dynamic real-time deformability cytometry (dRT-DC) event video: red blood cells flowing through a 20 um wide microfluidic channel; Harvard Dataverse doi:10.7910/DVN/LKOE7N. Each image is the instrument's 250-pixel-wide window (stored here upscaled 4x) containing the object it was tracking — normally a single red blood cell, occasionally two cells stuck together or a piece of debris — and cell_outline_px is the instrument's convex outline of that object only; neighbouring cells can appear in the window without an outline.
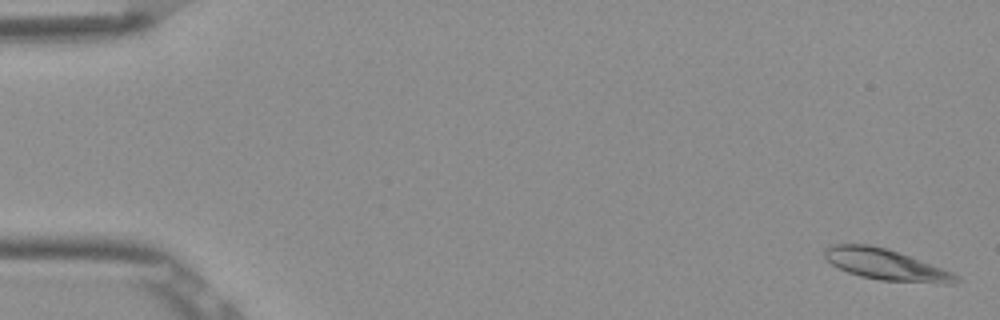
{"species": "Egyptian fruit bat (a non-hibernating species)", "species_latin": "Rousettus aegyptiacus", "temperature_condition": "room temperature", "stored_images_in_passage": 5, "camera_frame_rate_fps": 3000, "um_per_image_px": 0.085, "frame": {"image": 1, "passage_image": 1, "time_ms": 0.0, "image_size_px": [1000, 320], "cell_outline_px": [[960, 280], [944, 284], [880, 280], [860, 276], [848, 272], [832, 264], [824, 256], [824, 252], [828, 244], [868, 244], [888, 248], [952, 272], [960, 276]], "centroid_in_image_um": [75.28, 22.48], "position_along_channel_um": 9.7, "area_um2": 23.64}}
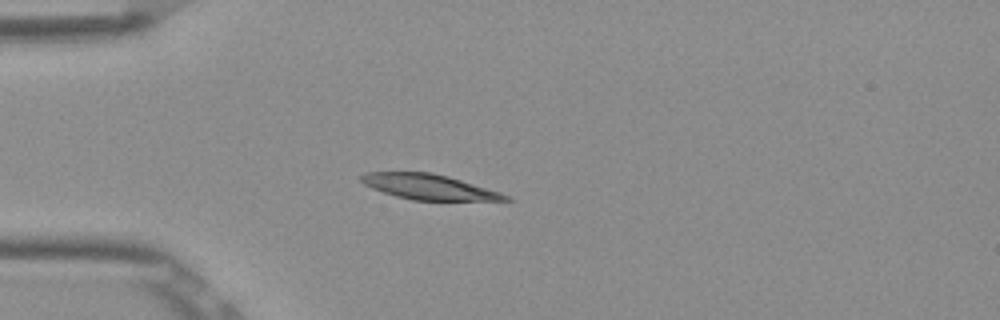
{"frame": {"image": 2, "passage_image": 4, "time_ms": 1.0, "image_size_px": [1000, 320], "cell_outline_px": [[512, 200], [412, 200], [396, 196], [372, 188], [364, 184], [360, 180], [360, 176], [364, 172], [432, 172], [448, 176], [500, 192], [508, 196]], "centroid_in_image_um": [36.41, 15.87], "position_along_channel_um": 48.6, "area_um2": 20.98}}